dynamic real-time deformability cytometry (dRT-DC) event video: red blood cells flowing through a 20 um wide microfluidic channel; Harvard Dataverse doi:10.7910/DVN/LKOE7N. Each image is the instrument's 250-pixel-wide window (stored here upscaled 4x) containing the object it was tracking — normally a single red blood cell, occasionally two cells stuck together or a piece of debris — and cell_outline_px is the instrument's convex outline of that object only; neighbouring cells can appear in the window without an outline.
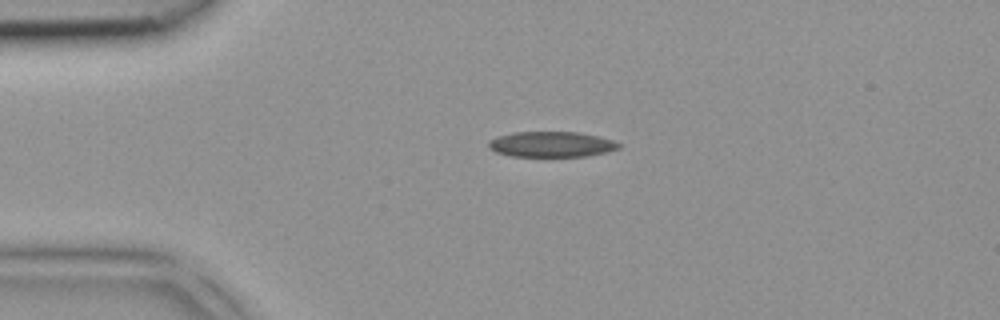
{"species": "common noctule bat (a hibernating species)", "species_latin": "Nyctalus noctula", "temperature_condition": "room temperature", "stored_images_in_passage": 2, "camera_frame_rate_fps": 3000, "um_per_image_px": 0.085, "animal": {"sex": "female", "body_mass_g": 18.4}, "frame": {"image": 1, "passage_image": 1, "time_ms": 0.0, "image_size_px": [1000, 320], "cell_outline_px": [[620, 148], [588, 156], [512, 156], [496, 152], [488, 148], [488, 140], [496, 136], [512, 132], [580, 132], [600, 136], [612, 140], [620, 144]], "centroid_in_image_um": [46.83, 12.25], "position_along_channel_um": 38.2, "area_um2": 19.42}}
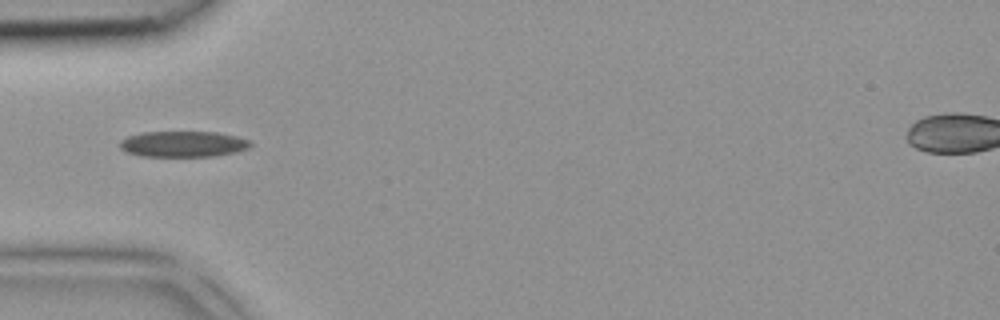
{"frame": {"image": 2, "passage_image": 2, "time_ms": 0.333, "image_size_px": [1000, 320], "cell_outline_px": [[252, 144], [248, 148], [236, 152], [216, 156], [140, 156], [128, 152], [120, 148], [120, 140], [128, 136], [140, 132], [216, 132], [236, 136], [252, 140]], "centroid_in_image_um": [15.59, 12.24], "position_along_channel_um": 69.4, "area_um2": 19.77}}